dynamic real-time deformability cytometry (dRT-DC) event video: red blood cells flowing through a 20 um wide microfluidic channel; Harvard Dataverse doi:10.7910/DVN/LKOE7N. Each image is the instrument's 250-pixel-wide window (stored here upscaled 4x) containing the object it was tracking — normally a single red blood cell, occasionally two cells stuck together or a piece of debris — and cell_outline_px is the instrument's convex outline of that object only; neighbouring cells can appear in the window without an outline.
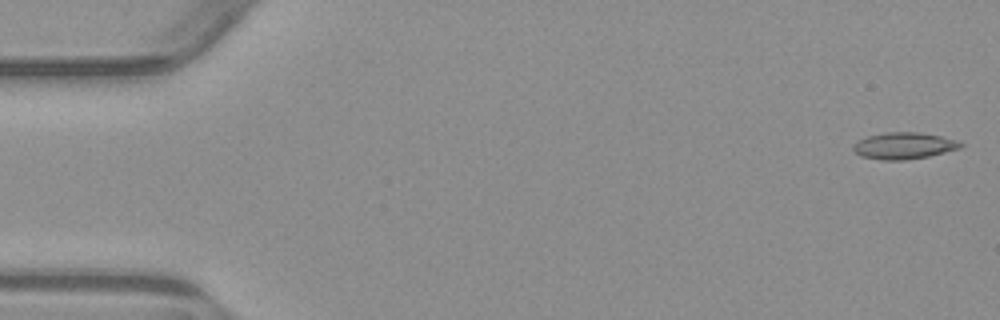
{"species": "common noctule bat (a hibernating species)", "species_latin": "Nyctalus noctula", "temperature_condition": "warm", "stored_images_in_passage": 4, "camera_frame_rate_fps": 3000, "um_per_image_px": 0.085, "animal": {"sex": "male", "body_mass_g": 23.1, "forearm_length_mm": 52.7}, "frame": {"image": 1, "passage_image": 1, "time_ms": 0.0, "image_size_px": [1000, 320], "cell_outline_px": [[964, 144], [960, 148], [928, 156], [904, 160], [880, 160], [860, 156], [852, 148], [852, 144], [868, 136], [884, 132], [920, 132], [940, 136], [956, 140]], "centroid_in_image_um": [76.8, 12.38], "position_along_channel_um": 8.2, "area_um2": 16.59}}
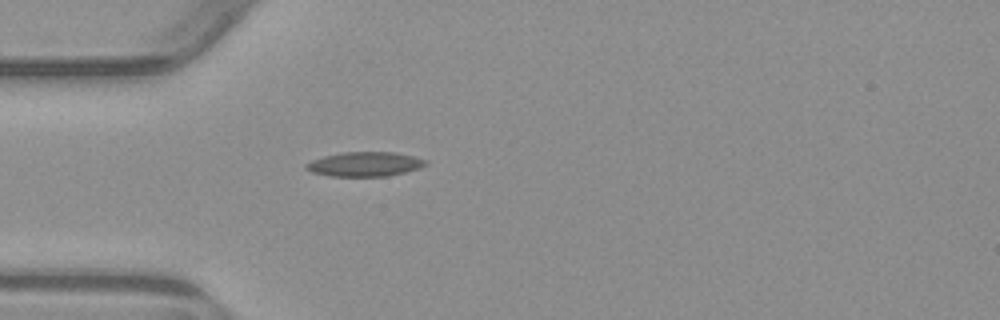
{"frame": {"image": 2, "passage_image": 4, "time_ms": 4.667, "image_size_px": [1000, 320], "cell_outline_px": [[428, 164], [420, 168], [388, 176], [328, 176], [312, 172], [304, 168], [304, 164], [312, 160], [324, 156], [344, 152], [396, 152], [428, 160]], "centroid_in_image_um": [31.01, 13.95], "position_along_channel_um": 54.0, "area_um2": 17.11}}